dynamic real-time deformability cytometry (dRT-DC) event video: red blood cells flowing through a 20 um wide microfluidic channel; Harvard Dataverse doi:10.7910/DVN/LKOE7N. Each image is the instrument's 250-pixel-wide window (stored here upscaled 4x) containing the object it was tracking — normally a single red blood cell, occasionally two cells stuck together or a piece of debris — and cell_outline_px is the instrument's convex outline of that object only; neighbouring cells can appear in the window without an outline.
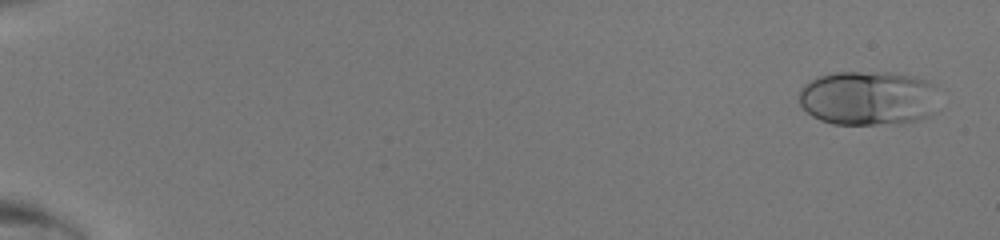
{"species": "human", "species_latin": "Homo sapiens", "temperature_condition": "room temperature", "stored_images_in_passage": 49, "camera_frame_rate_fps": 3000, "um_per_image_px": 0.085, "donor": {"sex": "male"}, "frame": {"image": 1, "passage_image": 3, "time_ms": 0.667, "image_size_px": [1000, 240], "cell_outline_px": [[936, 112], [928, 116], [916, 120], [900, 124], [832, 124], [820, 120], [812, 116], [800, 104], [796, 96], [800, 88], [804, 84], [816, 76], [832, 72], [888, 72], [916, 76], [928, 80], [932, 84]], "centroid_in_image_um": [73.74, 8.33], "position_along_channel_um": 11.3, "area_um2": 44.97}}
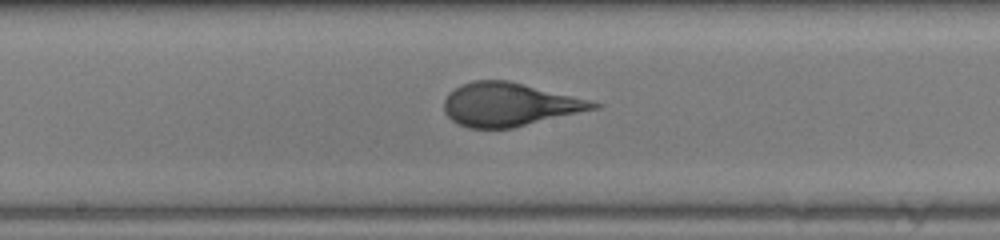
{"frame": {"image": 2, "passage_image": 29, "time_ms": 9.333, "image_size_px": [1000, 240], "cell_outline_px": [[604, 104], [600, 108], [512, 128], [468, 128], [452, 120], [444, 112], [444, 100], [448, 92], [460, 84], [472, 80], [508, 80]], "centroid_in_image_um": [43.26, 8.88], "position_along_channel_um": 204.9, "area_um2": 37.69}}
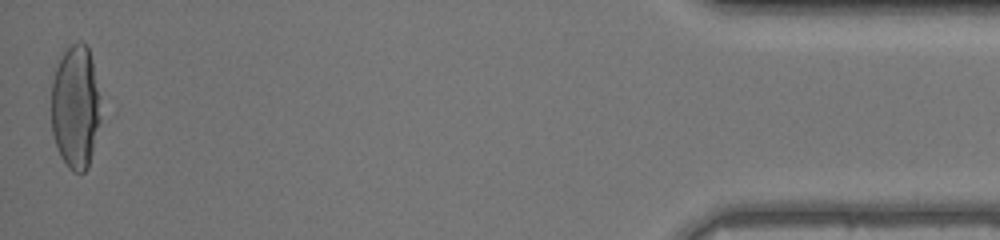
{"frame": {"image": 3, "passage_image": 49, "time_ms": 16.0, "image_size_px": [1000, 240], "cell_outline_px": [[100, 120], [88, 168], [84, 172], [72, 172], [68, 168], [60, 156], [52, 132], [52, 80], [56, 68], [64, 52], [72, 44], [80, 40], [88, 48], [92, 60], [100, 96]], "centroid_in_image_um": [6.42, 9.11], "position_along_channel_um": 428.8, "area_um2": 35.49}}